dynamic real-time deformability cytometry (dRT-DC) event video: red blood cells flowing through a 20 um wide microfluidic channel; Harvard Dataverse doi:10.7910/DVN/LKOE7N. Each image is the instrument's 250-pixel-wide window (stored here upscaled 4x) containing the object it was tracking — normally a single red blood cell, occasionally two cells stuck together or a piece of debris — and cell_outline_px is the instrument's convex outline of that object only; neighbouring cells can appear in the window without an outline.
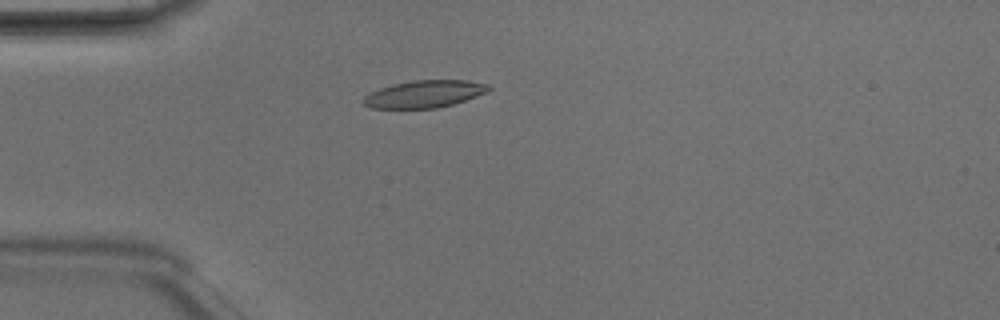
{"species": "Egyptian fruit bat (a non-hibernating species)", "species_latin": "Rousettus aegyptiacus", "temperature_condition": "room temperature", "stored_images_in_passage": 2, "camera_frame_rate_fps": 3000, "um_per_image_px": 0.085, "animal": {"sex": "male"}, "frame": {"image": 1, "passage_image": 1, "time_ms": 0.0, "image_size_px": [1000, 320], "cell_outline_px": [[492, 88], [488, 92], [452, 104], [436, 108], [372, 108], [364, 104], [364, 96], [380, 88], [392, 84], [416, 80], [468, 80], [488, 84]], "centroid_in_image_um": [36.11, 7.98], "position_along_channel_um": 48.9, "area_um2": 19.71}}